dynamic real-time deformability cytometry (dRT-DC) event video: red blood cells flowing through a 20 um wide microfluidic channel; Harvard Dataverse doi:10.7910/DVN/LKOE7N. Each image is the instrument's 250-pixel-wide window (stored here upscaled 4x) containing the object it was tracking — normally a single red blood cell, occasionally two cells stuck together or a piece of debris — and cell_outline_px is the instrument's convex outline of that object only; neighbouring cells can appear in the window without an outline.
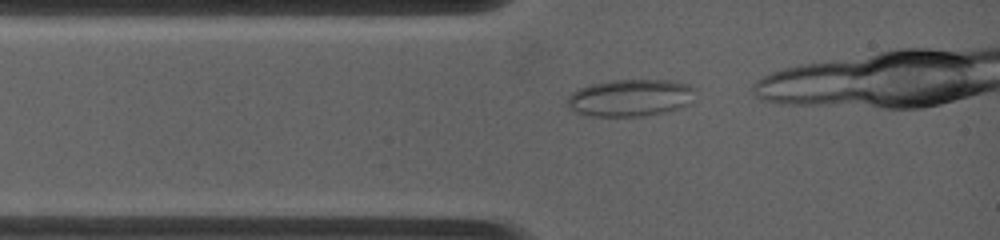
{"species": "common noctule bat (a hibernating species)", "species_latin": "Nyctalus noctula", "temperature_condition": "warm", "stored_images_in_passage": 14, "camera_frame_rate_fps": 4500, "um_per_image_px": 0.085, "animal": {"sex": "female", "body_mass_g": 19.0, "forearm_length_mm": 53.3}, "frame": {"image": 1, "passage_image": 2, "time_ms": 0.222, "image_size_px": [1000, 240], "cell_outline_px": [[696, 88], [692, 104], [680, 108], [664, 112], [640, 116], [588, 116], [576, 112], [568, 108], [568, 96], [572, 92], [588, 84], [608, 80], [672, 80], [688, 84]], "centroid_in_image_um": [53.61, 8.3], "position_along_channel_um": 31.4, "area_um2": 28.09}}
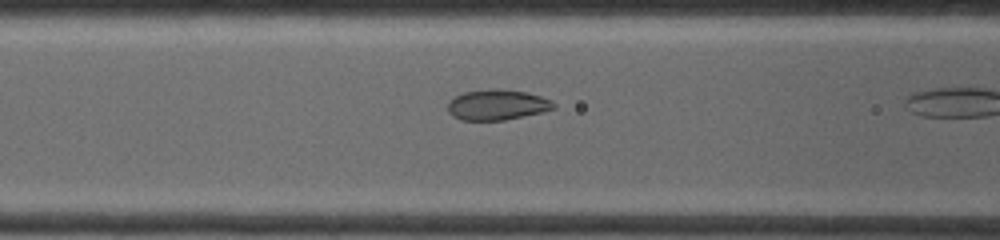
{"frame": {"image": 2, "passage_image": 14, "time_ms": 2.667, "image_size_px": [1000, 240], "cell_outline_px": [[556, 108], [544, 112], [504, 120], [460, 120], [452, 116], [448, 112], [448, 100], [464, 92], [488, 88], [496, 88], [528, 92], [552, 100], [556, 104]], "centroid_in_image_um": [42.27, 8.9], "position_along_channel_um": 124.3, "area_um2": 19.13}}